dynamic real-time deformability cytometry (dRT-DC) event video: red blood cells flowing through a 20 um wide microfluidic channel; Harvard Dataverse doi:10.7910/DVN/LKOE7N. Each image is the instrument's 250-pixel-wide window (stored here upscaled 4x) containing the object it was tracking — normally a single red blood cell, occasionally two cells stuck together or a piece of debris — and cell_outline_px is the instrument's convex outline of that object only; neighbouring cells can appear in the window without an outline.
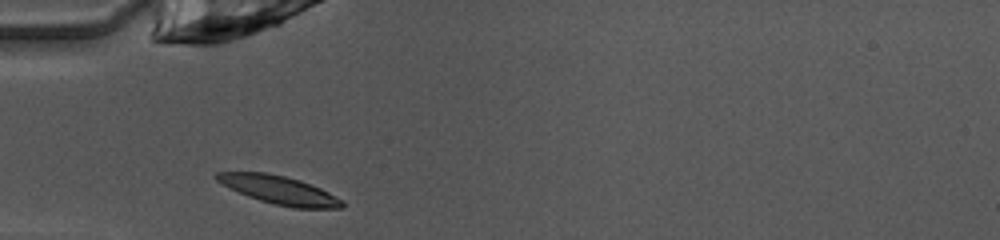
{"species": "common noctule bat (a hibernating species)", "species_latin": "Nyctalus noctula", "temperature_condition": "warm", "stored_images_in_passage": 35, "camera_frame_rate_fps": 3000, "um_per_image_px": 0.085, "animal": {"sex": "female", "body_mass_g": 10.0, "forearm_length_mm": 53.1}, "frame": {"image": 1, "passage_image": 1, "time_ms": 0.0, "image_size_px": [1000, 240], "cell_outline_px": [[344, 204], [340, 208], [292, 208], [260, 200], [248, 196], [216, 180], [212, 176], [216, 172], [268, 172], [300, 180], [320, 188], [344, 200]], "centroid_in_image_um": [23.75, 16.14], "position_along_channel_um": 61.3, "area_um2": 20.46}}
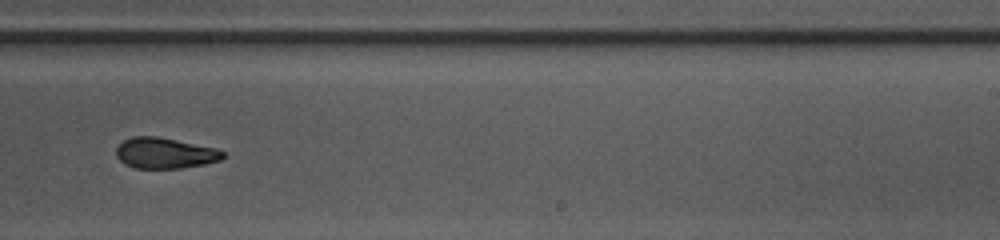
{"frame": {"image": 2, "passage_image": 17, "time_ms": 5.333, "image_size_px": [1000, 240], "cell_outline_px": [[224, 156], [220, 160], [204, 164], [180, 168], [136, 168], [124, 164], [116, 156], [116, 148], [124, 140], [132, 136], [156, 136], [216, 148], [224, 152]], "centroid_in_image_um": [13.99, 13.01], "position_along_channel_um": 275.0, "area_um2": 19.02}}
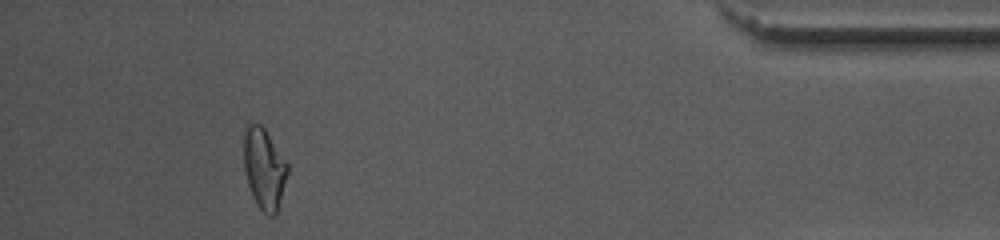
{"frame": {"image": 3, "passage_image": 31, "time_ms": 10.0, "image_size_px": [1000, 240], "cell_outline_px": [[288, 172], [276, 212], [272, 216], [268, 216], [256, 204], [252, 196], [248, 184], [244, 168], [244, 128], [248, 124], [260, 124], [264, 128], [288, 164]], "centroid_in_image_um": [22.43, 14.32], "position_along_channel_um": 412.8, "area_um2": 20.29}, "authors_computed_cell_mechanics": {"area_um2": 20.1144, "velocity_mm_per_s": 4.0461, "shape_relaxation_time_tau1_ms": 4.0947, "shape_relaxation_time_tau2_ms": 2.2385, "deformation_change_tau1": 0.1759, "deformation_change_tau2": 0.094}}